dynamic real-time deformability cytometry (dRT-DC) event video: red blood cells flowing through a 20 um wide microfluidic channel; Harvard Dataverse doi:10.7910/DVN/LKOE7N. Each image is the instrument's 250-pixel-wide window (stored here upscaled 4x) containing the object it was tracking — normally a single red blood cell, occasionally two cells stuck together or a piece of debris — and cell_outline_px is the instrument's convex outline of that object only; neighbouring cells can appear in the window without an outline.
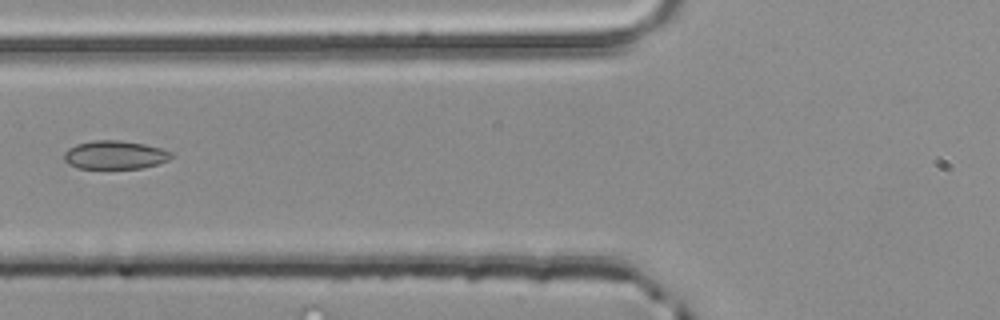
{"species": "common noctule bat (a hibernating species)", "species_latin": "Nyctalus noctula", "temperature_condition": "room temperature", "stored_images_in_passage": 2, "camera_frame_rate_fps": 3000, "um_per_image_px": 0.085, "animal": {"sex": "male", "body_mass_g": 20.4}, "frame": {"image": 1, "passage_image": 2, "time_ms": 0.333, "image_size_px": [1000, 320], "cell_outline_px": [[172, 156], [168, 160], [144, 168], [76, 168], [68, 164], [64, 160], [64, 152], [68, 148], [76, 144], [92, 140], [120, 140], [144, 144], [160, 148], [172, 152]], "centroid_in_image_um": [9.73, 13.16], "position_along_channel_um": 116.1, "area_um2": 17.8}}